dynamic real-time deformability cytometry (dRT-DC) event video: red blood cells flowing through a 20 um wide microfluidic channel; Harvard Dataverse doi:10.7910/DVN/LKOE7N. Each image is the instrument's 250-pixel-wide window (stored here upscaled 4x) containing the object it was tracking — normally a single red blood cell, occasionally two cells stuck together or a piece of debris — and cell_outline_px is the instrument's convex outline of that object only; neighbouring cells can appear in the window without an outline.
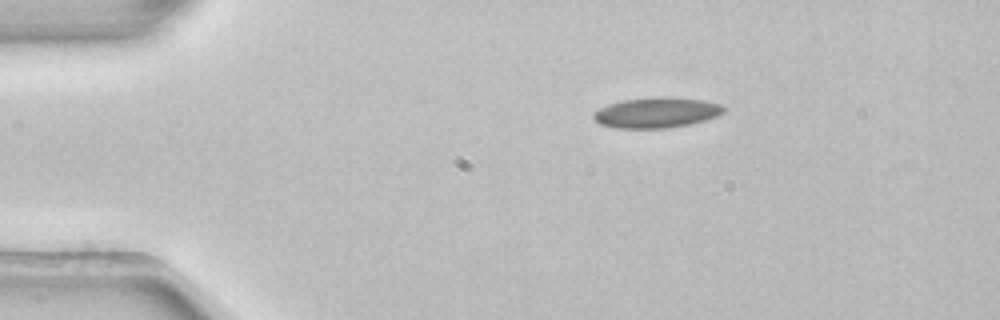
{"species": "common noctule bat (a hibernating species)", "species_latin": "Nyctalus noctula", "temperature_condition": "room temperature", "stored_images_in_passage": 44, "camera_frame_rate_fps": 3000, "um_per_image_px": 0.085, "animal": {"sex": "female", "body_mass_g": 22.7, "forearm_length_mm": 54.2}, "frame": {"image": 1, "passage_image": 1, "time_ms": 0.0, "image_size_px": [1000, 320], "cell_outline_px": [[728, 108], [724, 112], [716, 116], [704, 120], [688, 124], [668, 128], [616, 128], [600, 124], [592, 116], [592, 112], [608, 104], [624, 100], [664, 96], [704, 100], [720, 104]], "centroid_in_image_um": [55.81, 9.57], "position_along_channel_um": 29.2, "area_um2": 23.06}}
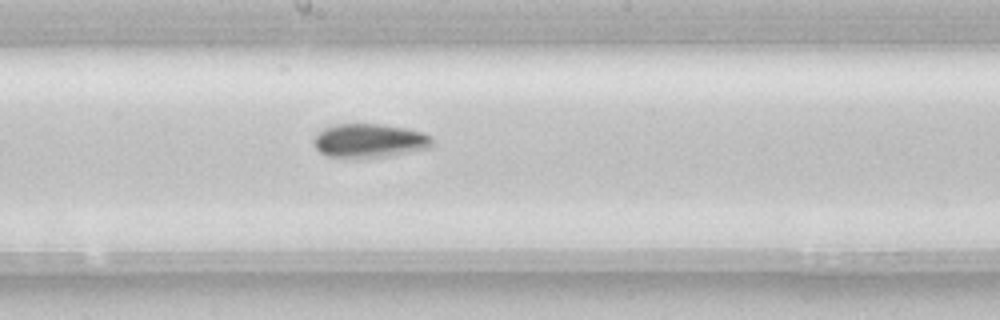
{"frame": {"image": 2, "passage_image": 20, "time_ms": 6.333, "image_size_px": [1000, 320], "cell_outline_px": [[432, 144], [428, 148], [388, 156], [360, 160], [340, 160], [328, 156], [320, 152], [316, 148], [312, 140], [324, 128], [336, 124], [380, 124], [408, 128], [424, 132], [432, 136]], "centroid_in_image_um": [31.37, 12.0], "position_along_channel_um": 216.8, "area_um2": 24.1}}
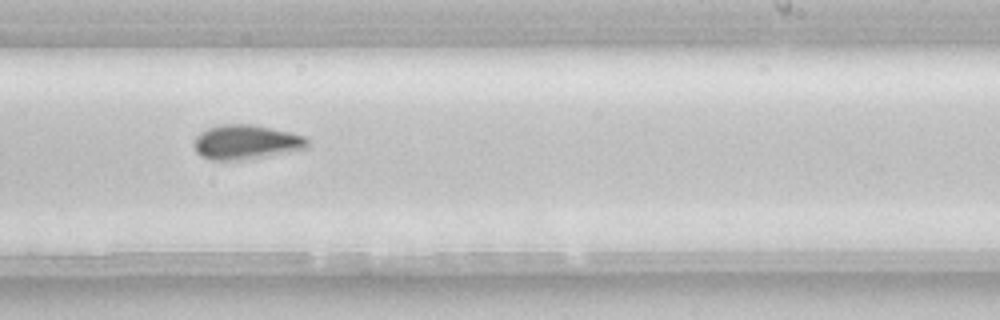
{"frame": {"image": 3, "passage_image": 24, "time_ms": 7.667, "image_size_px": [1000, 320], "cell_outline_px": [[308, 148], [292, 152], [236, 160], [212, 160], [200, 156], [196, 152], [192, 144], [192, 140], [200, 132], [208, 128], [220, 124], [252, 124], [288, 132], [304, 136], [308, 140]], "centroid_in_image_um": [20.87, 12.08], "position_along_channel_um": 268.1, "area_um2": 22.89}, "authors_computed_cell_mechanics": {"area_um2": 22.3108, "velocity_mm_per_s": 3.8741, "shape_relaxation_time_tau1_ms": 4.5956, "shape_relaxation_time_tau2_ms": null, "deformation_change_tau1": 0.1183, "deformation_change_tau2": null}}